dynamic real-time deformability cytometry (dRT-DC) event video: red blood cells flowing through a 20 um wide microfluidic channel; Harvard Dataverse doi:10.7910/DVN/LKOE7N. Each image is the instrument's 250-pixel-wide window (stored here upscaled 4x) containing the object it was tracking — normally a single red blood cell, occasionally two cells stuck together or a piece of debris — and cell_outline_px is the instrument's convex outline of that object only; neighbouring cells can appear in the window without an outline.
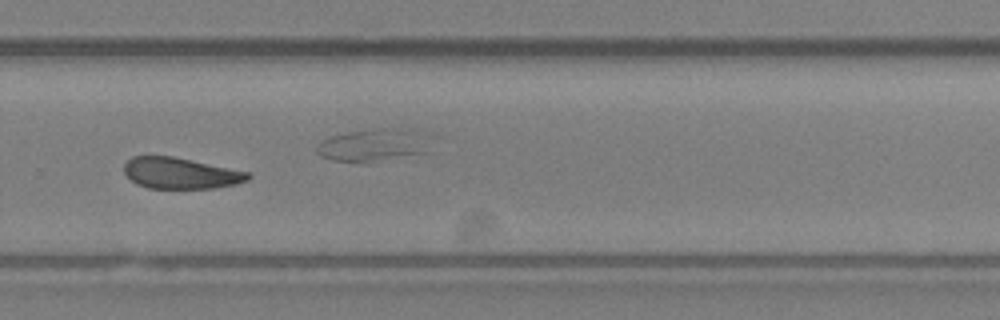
{"species": "Egyptian fruit bat (a non-hibernating species)", "species_latin": "Rousettus aegyptiacus", "temperature_condition": "room temperature", "stored_images_in_passage": 30, "camera_frame_rate_fps": 3000, "um_per_image_px": 0.085, "animal": {"sex": "female"}, "frame": {"image": 1, "passage_image": 18, "time_ms": 5.667, "image_size_px": [1000, 320], "cell_outline_px": [[252, 176], [248, 180], [236, 184], [212, 188], [148, 188], [136, 184], [124, 172], [124, 164], [132, 156], [172, 156], [252, 172]], "centroid_in_image_um": [15.38, 14.72], "position_along_channel_um": 314.4, "area_um2": 22.54}}